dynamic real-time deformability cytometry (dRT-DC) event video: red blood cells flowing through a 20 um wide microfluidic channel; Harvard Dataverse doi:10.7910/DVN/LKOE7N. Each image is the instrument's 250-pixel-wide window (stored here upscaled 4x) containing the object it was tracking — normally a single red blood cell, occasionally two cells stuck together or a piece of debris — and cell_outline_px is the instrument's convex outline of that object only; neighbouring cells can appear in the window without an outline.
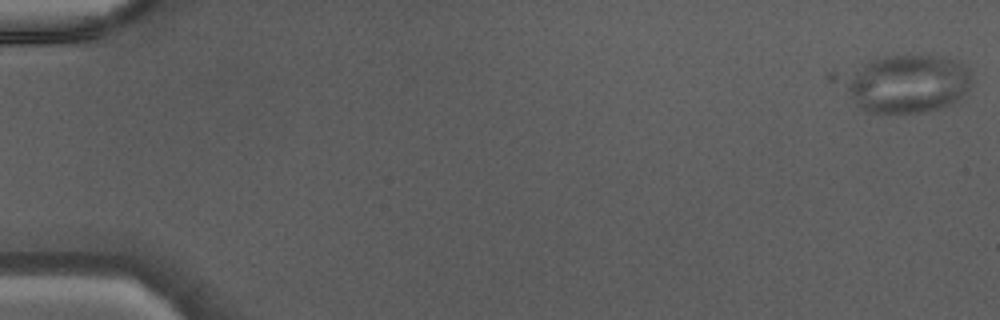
{"species": "Egyptian fruit bat (a non-hibernating species)", "species_latin": "Rousettus aegyptiacus", "temperature_condition": "warm", "stored_images_in_passage": 44, "camera_frame_rate_fps": 3000, "um_per_image_px": 0.085, "animal": {"sex": "male"}, "frame": {"image": 1, "passage_image": 1, "time_ms": 0.0, "image_size_px": [1000, 320], "cell_outline_px": [[972, 84], [956, 100], [948, 104], [936, 108], [920, 112], [868, 112], [860, 108], [856, 104], [848, 88], [848, 84], [856, 72], [864, 64], [872, 60], [884, 56], [928, 52], [964, 64], [972, 80]], "centroid_in_image_um": [77.24, 7.07], "position_along_channel_um": 7.8, "area_um2": 42.02}}
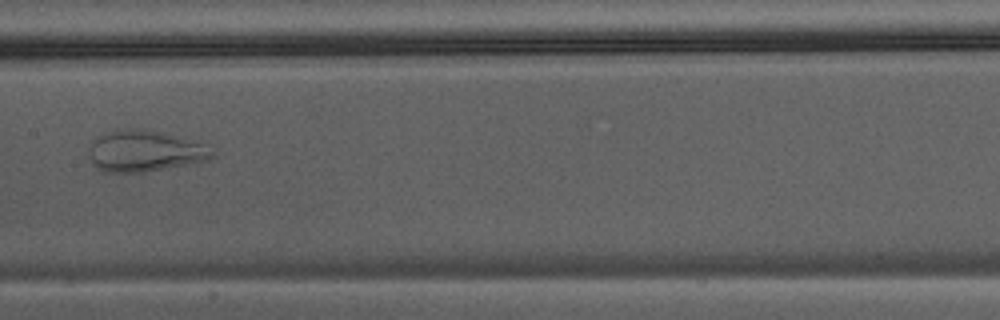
{"frame": {"image": 2, "passage_image": 25, "time_ms": 8.0, "image_size_px": [1000, 320], "cell_outline_px": [[216, 152], [208, 160], [144, 172], [104, 172], [96, 168], [92, 164], [88, 148], [96, 136], [104, 132], [128, 128], [144, 128], [160, 132], [200, 144]], "centroid_in_image_um": [12.2, 12.84], "position_along_channel_um": 195.2, "area_um2": 29.3}}
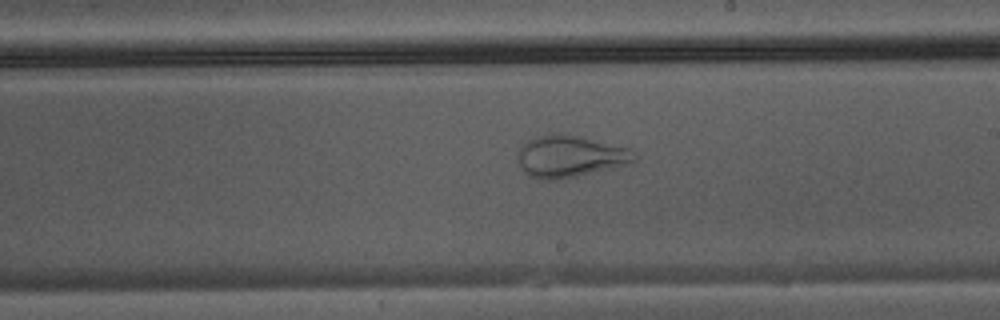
{"frame": {"image": 3, "passage_image": 28, "time_ms": 9.0, "image_size_px": [1000, 320], "cell_outline_px": [[636, 160], [624, 164], [576, 176], [556, 180], [544, 180], [528, 176], [520, 168], [516, 156], [520, 148], [528, 140], [548, 132], [560, 132], [632, 148], [636, 152]], "centroid_in_image_um": [48.4, 13.27], "position_along_channel_um": 240.6, "area_um2": 28.55}}